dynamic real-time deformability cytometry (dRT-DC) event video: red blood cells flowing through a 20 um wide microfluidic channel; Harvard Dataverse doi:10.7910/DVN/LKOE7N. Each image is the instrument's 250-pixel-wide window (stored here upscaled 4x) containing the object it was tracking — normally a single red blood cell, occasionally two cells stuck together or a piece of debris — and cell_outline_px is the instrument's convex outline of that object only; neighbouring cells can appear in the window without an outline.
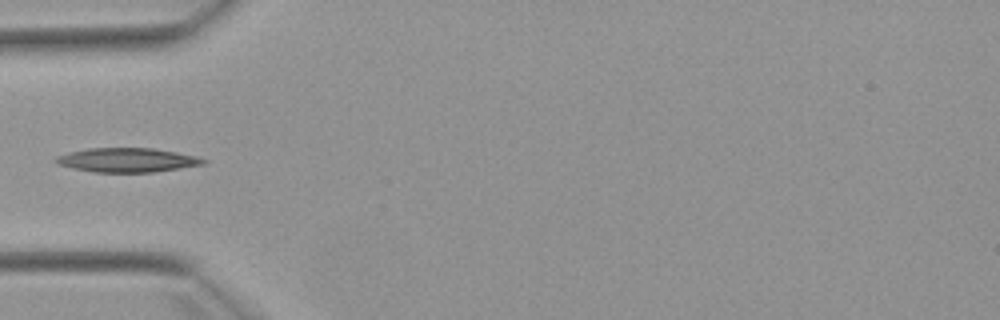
{"species": "Egyptian fruit bat (a non-hibernating species)", "species_latin": "Rousettus aegyptiacus", "temperature_condition": "warm", "stored_images_in_passage": 6, "camera_frame_rate_fps": 3000, "um_per_image_px": 0.085, "animal": {"sex": "female"}, "frame": {"image": 1, "passage_image": 5, "time_ms": 5.333, "image_size_px": [1000, 320], "cell_outline_px": [[208, 160], [204, 164], [152, 172], [92, 172], [72, 168], [56, 164], [52, 160], [56, 156], [68, 152], [88, 148], [152, 148], [176, 152], [196, 156]], "centroid_in_image_um": [10.74, 13.6], "position_along_channel_um": 74.3, "area_um2": 20.81}}
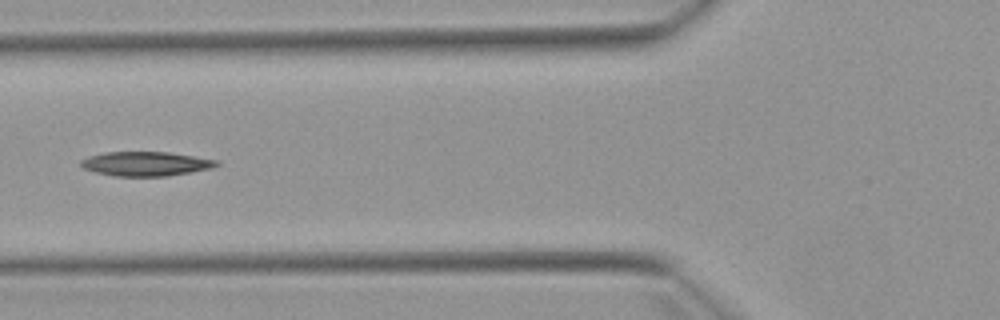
{"frame": {"image": 2, "passage_image": 6, "time_ms": 6.333, "image_size_px": [1000, 320], "cell_outline_px": [[220, 164], [212, 168], [192, 172], [168, 176], [116, 176], [96, 172], [84, 168], [80, 164], [80, 160], [88, 156], [104, 152], [168, 152], [220, 160]], "centroid_in_image_um": [12.42, 13.92], "position_along_channel_um": 113.4, "area_um2": 19.31}}